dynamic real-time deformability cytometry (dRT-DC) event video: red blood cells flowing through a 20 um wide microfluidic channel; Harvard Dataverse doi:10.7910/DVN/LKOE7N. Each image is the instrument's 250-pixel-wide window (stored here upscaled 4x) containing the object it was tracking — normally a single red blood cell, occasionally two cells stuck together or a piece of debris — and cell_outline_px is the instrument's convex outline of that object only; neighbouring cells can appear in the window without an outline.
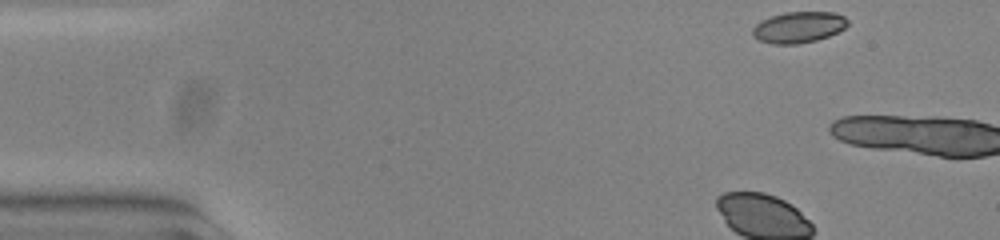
{"species": "common noctule bat (a hibernating species)", "species_latin": "Nyctalus noctula", "temperature_condition": "warm", "stored_images_in_passage": 3, "camera_frame_rate_fps": 3000, "um_per_image_px": 0.085, "animal": {"sex": "female", "body_mass_g": 23.0, "forearm_length_mm": 53.4}, "frame": {"image": 1, "passage_image": 1, "time_ms": 0.0, "image_size_px": [1000, 240], "cell_outline_px": [[848, 24], [844, 28], [828, 36], [816, 40], [796, 44], [772, 44], [760, 40], [752, 36], [752, 28], [760, 20], [784, 12], [836, 12], [844, 16], [848, 20]], "centroid_in_image_um": [67.86, 2.31], "position_along_channel_um": 17.1, "area_um2": 17.28}}